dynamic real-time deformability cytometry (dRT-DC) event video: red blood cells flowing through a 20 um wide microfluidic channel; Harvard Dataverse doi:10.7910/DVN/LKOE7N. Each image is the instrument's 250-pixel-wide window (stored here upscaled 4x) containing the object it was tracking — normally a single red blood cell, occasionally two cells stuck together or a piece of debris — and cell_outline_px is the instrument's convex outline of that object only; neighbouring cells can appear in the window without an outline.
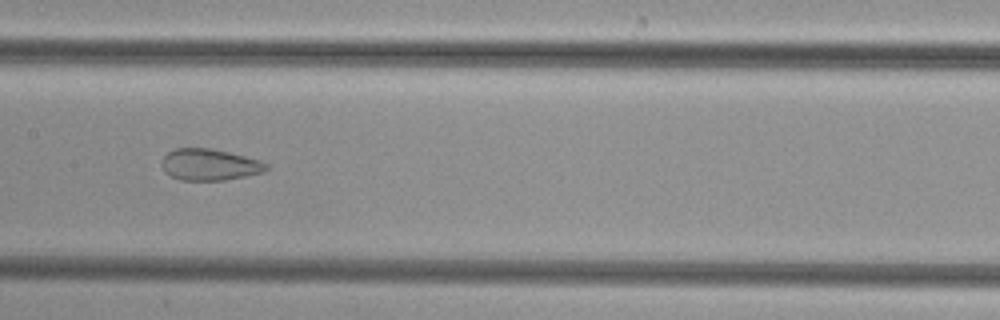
{"species": "common noctule bat (a hibernating species)", "species_latin": "Nyctalus noctula", "temperature_condition": "cold", "stored_images_in_passage": 38, "camera_frame_rate_fps": 3000, "um_per_image_px": 0.085, "animal": {"sex": "female", "body_mass_g": 29.2, "forearm_length_mm": 56.3}, "frame": {"image": 1, "passage_image": 24, "time_ms": 7.667, "image_size_px": [1000, 320], "cell_outline_px": [[268, 168], [264, 172], [224, 180], [180, 180], [164, 172], [160, 164], [164, 156], [168, 152], [176, 148], [212, 148], [260, 160], [268, 164]], "centroid_in_image_um": [17.79, 13.99], "position_along_channel_um": 189.6, "area_um2": 19.19}}
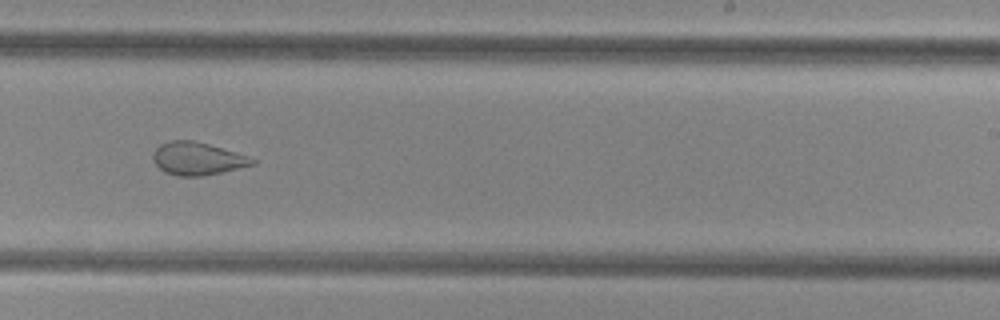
{"frame": {"image": 2, "passage_image": 30, "time_ms": 9.667, "image_size_px": [1000, 320], "cell_outline_px": [[256, 164], [204, 176], [176, 176], [164, 172], [156, 164], [152, 156], [156, 148], [160, 144], [172, 140], [192, 140], [208, 144], [236, 152], [248, 156], [256, 160]], "centroid_in_image_um": [16.78, 13.49], "position_along_channel_um": 272.2, "area_um2": 18.9}}
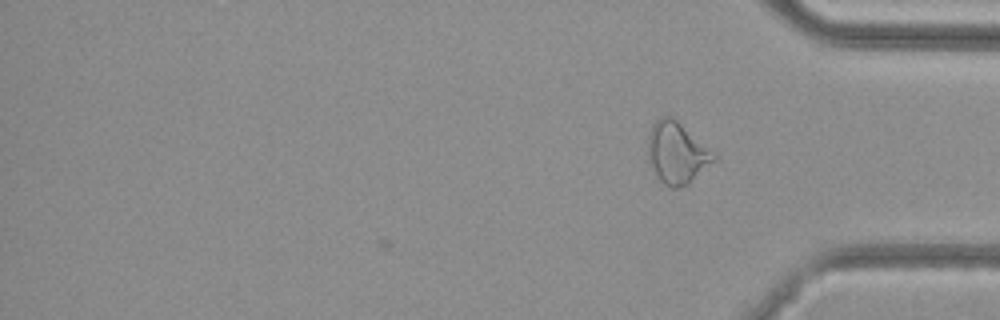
{"frame": {"image": 3, "passage_image": 38, "time_ms": 12.333, "image_size_px": [1000, 320], "cell_outline_px": [[716, 160], [688, 184], [680, 188], [672, 188], [664, 184], [660, 180], [652, 164], [648, 152], [648, 136], [652, 124], [656, 120], [664, 116], [672, 116], [716, 156]], "centroid_in_image_um": [57.52, 13.0], "position_along_channel_um": 377.7, "area_um2": 22.89}}